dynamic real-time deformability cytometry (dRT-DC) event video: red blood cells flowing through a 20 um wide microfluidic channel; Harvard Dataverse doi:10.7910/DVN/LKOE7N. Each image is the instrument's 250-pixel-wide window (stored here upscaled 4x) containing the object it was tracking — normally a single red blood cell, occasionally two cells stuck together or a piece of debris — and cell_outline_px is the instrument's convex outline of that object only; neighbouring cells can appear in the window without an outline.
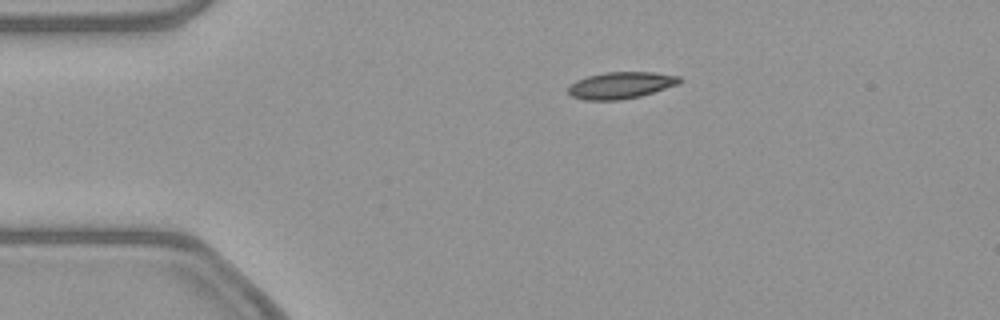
{"species": "common noctule bat (a hibernating species)", "species_latin": "Nyctalus noctula", "temperature_condition": "warm", "stored_images_in_passage": 44, "camera_frame_rate_fps": 3000, "um_per_image_px": 0.085, "animal": {"sex": "female", "body_mass_g": 21.9}, "frame": {"image": 1, "passage_image": 1, "time_ms": 0.0, "image_size_px": [1000, 320], "cell_outline_px": [[680, 84], [640, 96], [620, 100], [584, 100], [572, 96], [568, 92], [568, 84], [576, 80], [588, 76], [604, 72], [652, 72], [680, 76]], "centroid_in_image_um": [52.75, 7.25], "position_along_channel_um": 32.3, "area_um2": 17.4}}
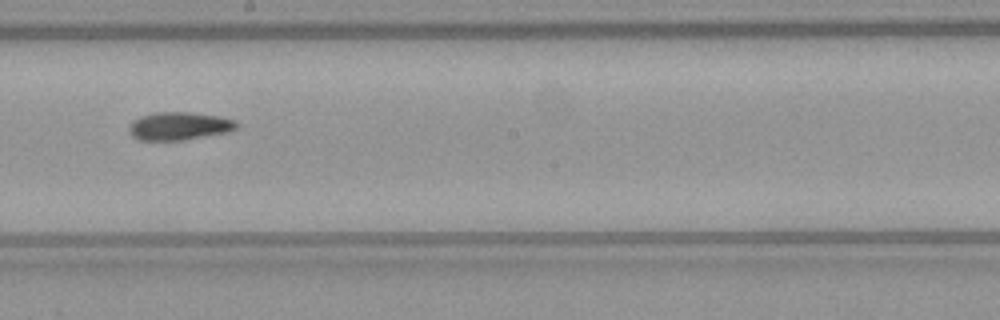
{"frame": {"image": 2, "passage_image": 20, "time_ms": 6.333, "image_size_px": [1000, 320], "cell_outline_px": [[236, 128], [228, 132], [184, 140], [136, 140], [128, 132], [128, 124], [132, 120], [140, 116], [156, 112], [188, 112], [220, 116], [236, 120]], "centroid_in_image_um": [15.17, 10.71], "position_along_channel_um": 233.0, "area_um2": 17.74}}
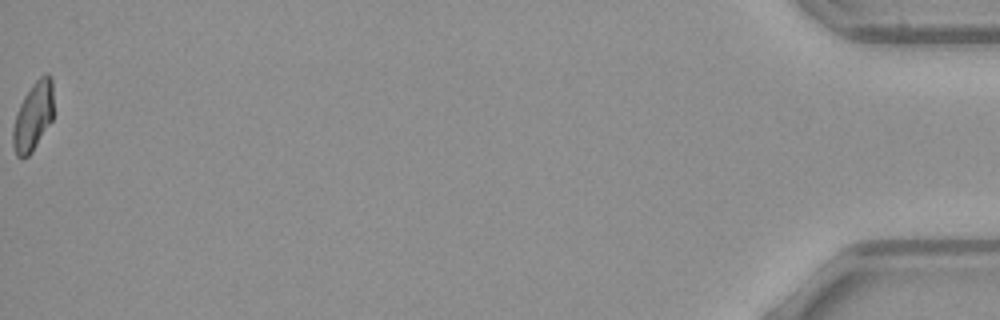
{"frame": {"image": 3, "passage_image": 44, "time_ms": 14.333, "image_size_px": [1000, 320], "cell_outline_px": [[52, 120], [32, 152], [28, 156], [16, 156], [12, 144], [12, 128], [16, 112], [24, 96], [32, 84], [44, 72], [48, 72], [52, 76]], "centroid_in_image_um": [2.8, 9.86], "position_along_channel_um": 432.4, "area_um2": 16.3}}